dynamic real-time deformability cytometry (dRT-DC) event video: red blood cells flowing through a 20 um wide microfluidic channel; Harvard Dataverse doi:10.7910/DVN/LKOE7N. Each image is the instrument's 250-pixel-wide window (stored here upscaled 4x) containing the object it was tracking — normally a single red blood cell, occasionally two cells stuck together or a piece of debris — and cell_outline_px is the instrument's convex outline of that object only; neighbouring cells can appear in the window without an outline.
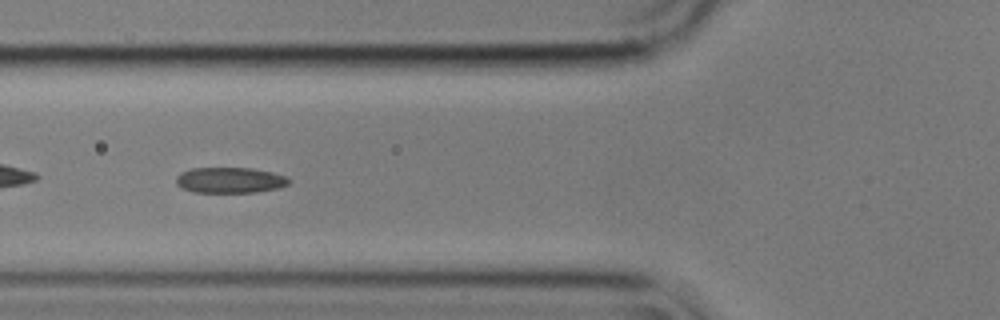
{"species": "common noctule bat (a hibernating species)", "species_latin": "Nyctalus noctula", "temperature_condition": "cold", "stored_images_in_passage": 40, "camera_frame_rate_fps": 3000, "um_per_image_px": 0.085, "animal": {"sex": "male", "body_mass_g": 17.9}, "frame": {"image": 1, "passage_image": 5, "time_ms": 1.333, "image_size_px": [1000, 320], "cell_outline_px": [[292, 180], [288, 184], [280, 188], [256, 192], [192, 192], [176, 184], [176, 176], [180, 172], [192, 168], [252, 168], [272, 172], [288, 176]], "centroid_in_image_um": [19.58, 15.31], "position_along_channel_um": 106.2, "area_um2": 17.05}}
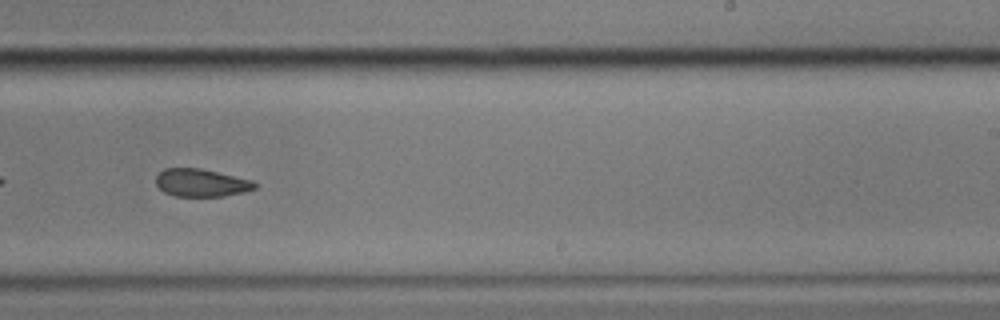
{"frame": {"image": 2, "passage_image": 19, "time_ms": 6.0, "image_size_px": [1000, 320], "cell_outline_px": [[256, 188], [244, 192], [224, 196], [176, 196], [164, 192], [156, 184], [156, 176], [164, 168], [200, 168], [252, 180], [256, 184]], "centroid_in_image_um": [17.1, 15.53], "position_along_channel_um": 271.9, "area_um2": 15.9}}
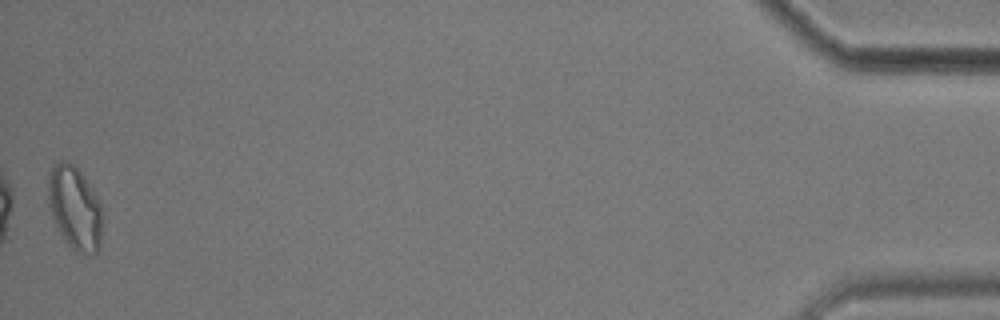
{"frame": {"image": 3, "passage_image": 40, "time_ms": 13.0, "image_size_px": [1000, 320], "cell_outline_px": [[104, 220], [100, 248], [96, 252], [84, 256], [76, 252], [68, 244], [60, 232], [52, 216], [48, 200], [48, 180], [52, 164], [60, 160], [68, 160], [84, 176], [100, 200], [104, 216]], "centroid_in_image_um": [6.41, 17.69], "position_along_channel_um": 428.8, "area_um2": 26.99}, "authors_computed_cell_mechanics": {"area_um2": 17.1088, "velocity_mm_per_s": 3.5479, "shape_relaxation_time_tau1_ms": 6.9834, "shape_relaxation_time_tau2_ms": 2.6305, "deformation_change_tau1": 0.1336, "deformation_change_tau2": 0.0772}}